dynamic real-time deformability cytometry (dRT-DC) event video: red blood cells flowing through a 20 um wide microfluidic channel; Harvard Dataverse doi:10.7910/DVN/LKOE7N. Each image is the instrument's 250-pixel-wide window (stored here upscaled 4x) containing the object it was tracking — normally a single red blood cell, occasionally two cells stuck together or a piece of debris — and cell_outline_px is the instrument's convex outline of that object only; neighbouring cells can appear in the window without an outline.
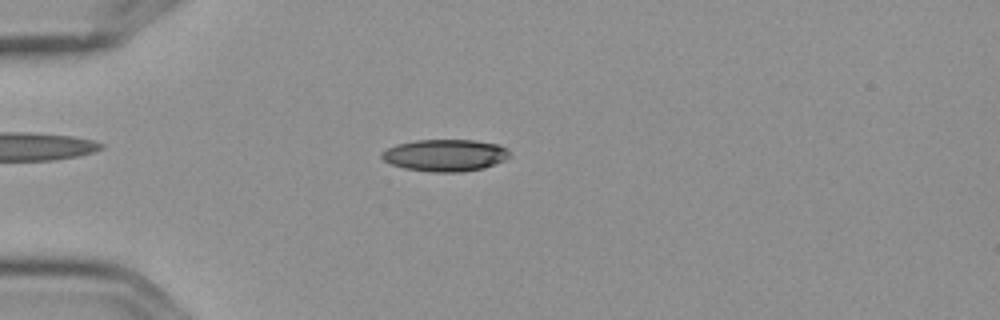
{"species": "Egyptian fruit bat (a non-hibernating species)", "species_latin": "Rousettus aegyptiacus", "temperature_condition": "cold", "stored_images_in_passage": 5, "camera_frame_rate_fps": 3000, "um_per_image_px": 0.085, "frame": {"image": 1, "passage_image": 4, "time_ms": 1.0, "image_size_px": [1000, 320], "cell_outline_px": [[512, 156], [496, 164], [484, 168], [460, 172], [432, 172], [404, 168], [392, 164], [384, 160], [380, 156], [380, 152], [396, 144], [416, 140], [476, 140], [500, 144], [508, 148], [512, 152]], "centroid_in_image_um": [37.89, 13.19], "position_along_channel_um": 47.1, "area_um2": 24.16}}